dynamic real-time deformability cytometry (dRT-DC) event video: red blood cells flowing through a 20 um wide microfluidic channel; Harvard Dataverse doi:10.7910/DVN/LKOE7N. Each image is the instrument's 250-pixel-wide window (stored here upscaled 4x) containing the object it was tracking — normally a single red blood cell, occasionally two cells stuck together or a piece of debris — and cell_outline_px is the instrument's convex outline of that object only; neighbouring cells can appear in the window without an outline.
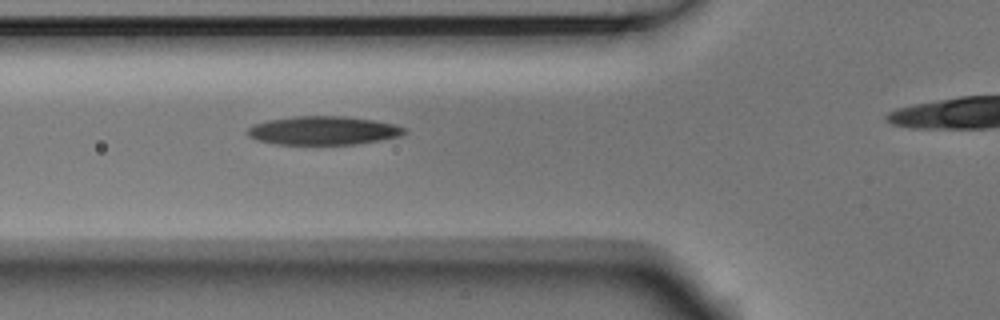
{"species": "Egyptian fruit bat (a non-hibernating species)", "species_latin": "Rousettus aegyptiacus", "temperature_condition": "room temperature", "stored_images_in_passage": 3, "camera_frame_rate_fps": 3000, "um_per_image_px": 0.085, "animal": {"sex": "male"}, "frame": {"image": 1, "passage_image": 2, "time_ms": 0.333, "image_size_px": [1000, 320], "cell_outline_px": [[408, 132], [400, 136], [380, 140], [356, 144], [280, 144], [256, 140], [248, 136], [244, 132], [252, 124], [268, 120], [292, 116], [344, 116], [372, 120], [396, 124], [408, 128]], "centroid_in_image_um": [27.48, 11.09], "position_along_channel_um": 98.3, "area_um2": 26.36}}